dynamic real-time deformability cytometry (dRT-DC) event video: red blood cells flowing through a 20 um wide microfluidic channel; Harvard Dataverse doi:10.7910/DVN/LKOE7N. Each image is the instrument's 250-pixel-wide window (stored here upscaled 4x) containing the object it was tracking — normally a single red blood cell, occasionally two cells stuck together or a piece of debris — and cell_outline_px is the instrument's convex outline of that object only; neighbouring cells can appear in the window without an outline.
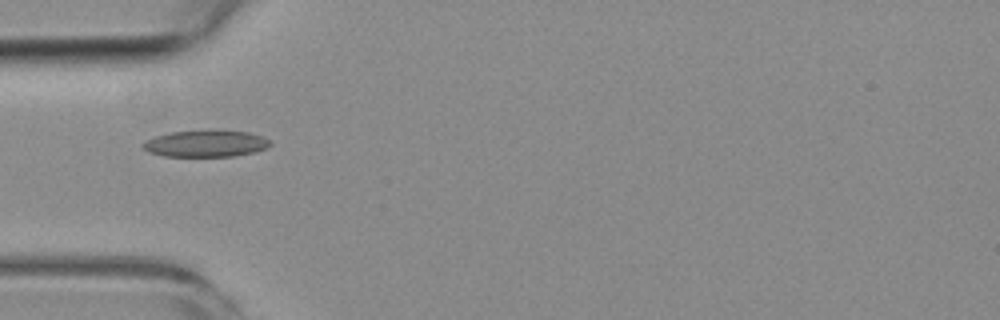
{"species": "common noctule bat (a hibernating species)", "species_latin": "Nyctalus noctula", "temperature_condition": "room temperature", "stored_images_in_passage": 3, "camera_frame_rate_fps": 3000, "um_per_image_px": 0.085, "animal": {"sex": "female", "body_mass_g": 19.3, "forearm_length_mm": 54.1}, "frame": {"image": 1, "passage_image": 3, "time_ms": 3.667, "image_size_px": [1000, 320], "cell_outline_px": [[272, 144], [268, 148], [256, 152], [232, 156], [164, 156], [148, 152], [140, 144], [144, 140], [156, 136], [172, 132], [248, 132], [264, 136], [272, 140]], "centroid_in_image_um": [17.52, 12.23], "position_along_channel_um": 67.5, "area_um2": 19.42}}